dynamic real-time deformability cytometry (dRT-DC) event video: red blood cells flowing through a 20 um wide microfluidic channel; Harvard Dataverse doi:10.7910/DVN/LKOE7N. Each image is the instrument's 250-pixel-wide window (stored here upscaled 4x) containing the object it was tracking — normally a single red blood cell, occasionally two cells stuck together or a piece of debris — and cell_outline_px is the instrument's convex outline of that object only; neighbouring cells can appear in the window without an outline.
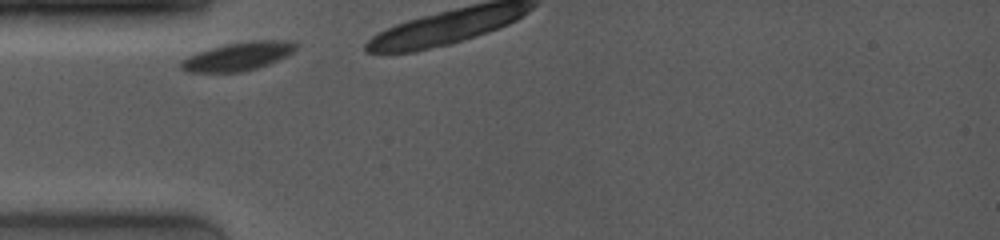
{"species": "common noctule bat (a hibernating species)", "species_latin": "Nyctalus noctula", "temperature_condition": "room temperature", "stored_images_in_passage": 7, "camera_frame_rate_fps": 4000, "um_per_image_px": 0.085, "animal": {"sex": "female", "body_mass_g": 19.0, "forearm_length_mm": 53.3}, "frame": {"image": 1, "passage_image": 1, "time_ms": 0.0, "image_size_px": [1000, 240], "cell_outline_px": [[296, 48], [292, 52], [268, 64], [256, 68], [240, 72], [188, 72], [180, 68], [180, 60], [196, 52], [228, 44], [252, 40], [284, 40], [296, 44]], "centroid_in_image_um": [20.17, 4.8], "position_along_channel_um": 64.8, "area_um2": 18.67}}